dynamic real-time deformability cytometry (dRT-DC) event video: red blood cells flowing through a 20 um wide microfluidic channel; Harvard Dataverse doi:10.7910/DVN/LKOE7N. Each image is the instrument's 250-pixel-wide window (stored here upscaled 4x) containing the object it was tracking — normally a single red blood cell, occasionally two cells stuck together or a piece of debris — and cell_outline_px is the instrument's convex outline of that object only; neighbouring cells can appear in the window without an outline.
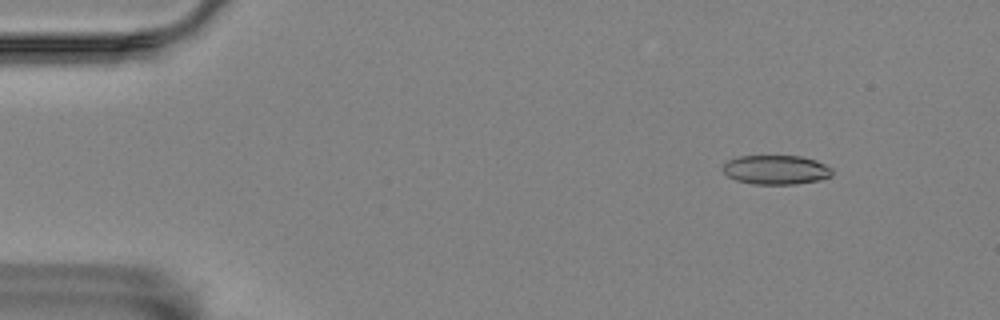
{"species": "Egyptian fruit bat (a non-hibernating species)", "species_latin": "Rousettus aegyptiacus", "temperature_condition": "room temperature", "stored_images_in_passage": 56, "camera_frame_rate_fps": 3000, "um_per_image_px": 0.085, "animal": {"sex": "female"}, "frame": {"image": 1, "passage_image": 6, "time_ms": 1.667, "image_size_px": [1000, 320], "cell_outline_px": [[832, 176], [820, 180], [796, 184], [752, 184], [736, 180], [728, 176], [724, 172], [724, 164], [728, 160], [740, 156], [800, 156], [816, 160], [832, 168]], "centroid_in_image_um": [65.98, 14.43], "position_along_channel_um": 19.0, "area_um2": 18.61}}
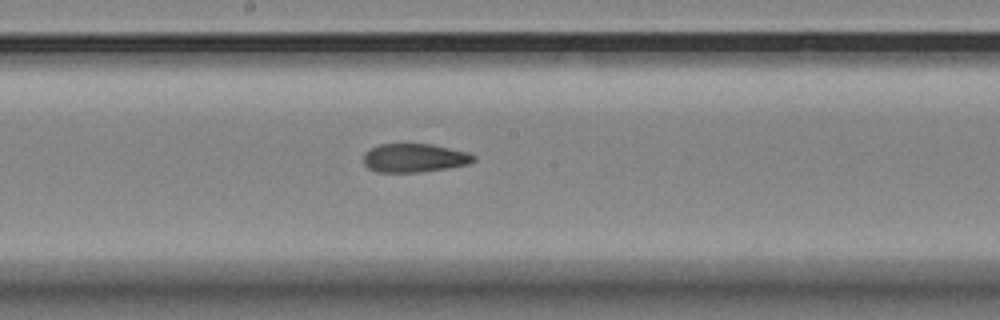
{"frame": {"image": 2, "passage_image": 30, "time_ms": 9.667, "image_size_px": [1000, 320], "cell_outline_px": [[476, 160], [468, 164], [448, 168], [420, 172], [376, 172], [368, 168], [364, 164], [364, 152], [380, 144], [432, 144], [468, 152], [476, 156]], "centroid_in_image_um": [35.24, 13.43], "position_along_channel_um": 213.0, "area_um2": 18.44}}
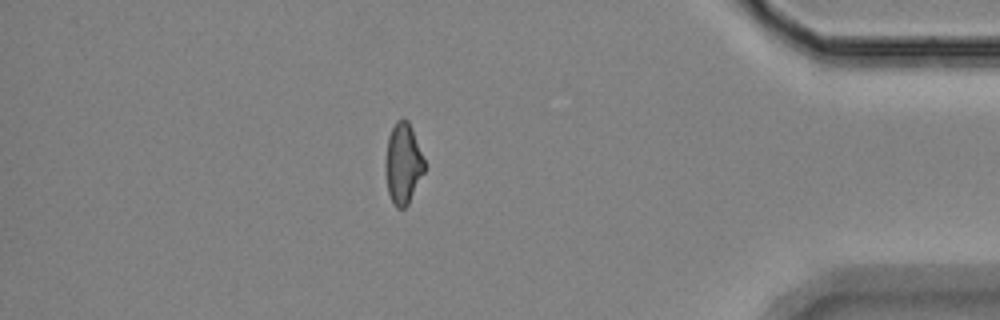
{"frame": {"image": 3, "passage_image": 49, "time_ms": 16.0, "image_size_px": [1000, 320], "cell_outline_px": [[424, 172], [408, 204], [404, 208], [396, 208], [388, 192], [384, 164], [388, 136], [396, 120], [408, 120], [424, 160]], "centroid_in_image_um": [34.23, 13.92], "position_along_channel_um": 401.0, "area_um2": 18.09}, "authors_computed_cell_mechanics": {"area_um2": 18.9584, "velocity_mm_per_s": 3.5299, "shape_relaxation_time_tau1_ms": null, "shape_relaxation_time_tau2_ms": 3.477, "deformation_change_tau1": null, "deformation_change_tau2": 0.1151}}